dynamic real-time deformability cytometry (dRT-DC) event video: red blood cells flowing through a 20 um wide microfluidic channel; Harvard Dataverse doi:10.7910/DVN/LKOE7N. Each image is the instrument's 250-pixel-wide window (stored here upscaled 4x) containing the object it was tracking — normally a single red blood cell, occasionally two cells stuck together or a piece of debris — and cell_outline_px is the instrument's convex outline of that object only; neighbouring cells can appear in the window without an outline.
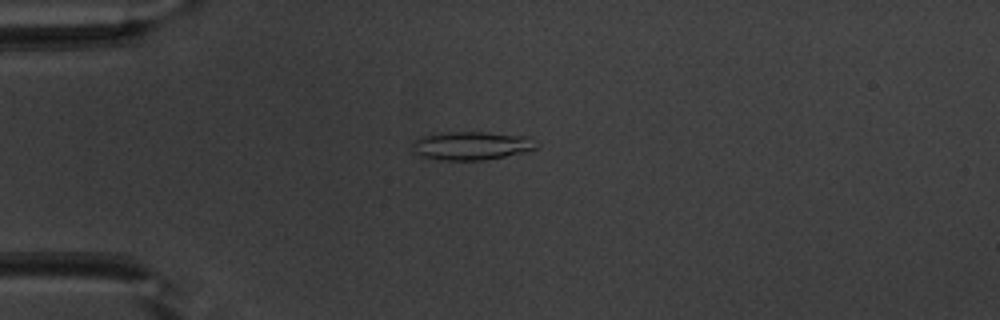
{"species": "common noctule bat (a hibernating species)", "species_latin": "Nyctalus noctula", "temperature_condition": "warm", "stored_images_in_passage": 43, "camera_frame_rate_fps": 3000, "um_per_image_px": 0.085, "animal": {"sex": "male", "body_mass_g": 20.1, "forearm_length_mm": 53.5}, "frame": {"image": 1, "passage_image": 6, "time_ms": 1.667, "image_size_px": [1000, 320], "cell_outline_px": [[540, 144], [536, 148], [504, 156], [480, 160], [444, 160], [420, 156], [412, 152], [412, 144], [420, 136], [432, 132], [488, 132], [528, 136]], "centroid_in_image_um": [40.02, 12.36], "position_along_channel_um": 45.0, "area_um2": 20.69}}
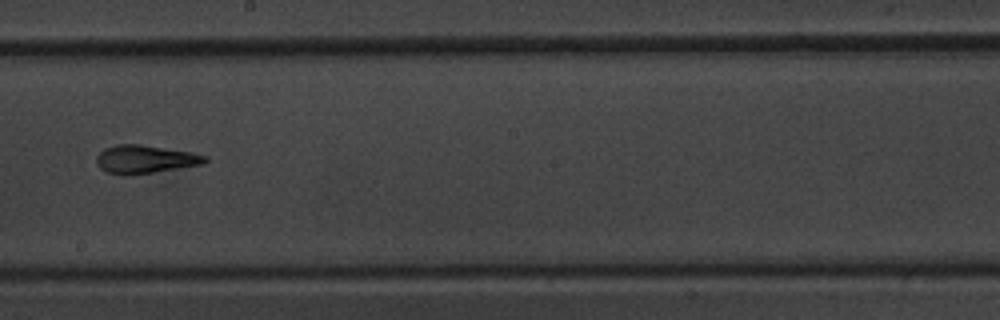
{"frame": {"image": 2, "passage_image": 22, "time_ms": 7.0, "image_size_px": [1000, 320], "cell_outline_px": [[208, 160], [204, 164], [132, 176], [124, 176], [104, 172], [96, 164], [96, 156], [104, 148], [116, 144], [140, 144], [192, 152], [208, 156]], "centroid_in_image_um": [12.31, 13.55], "position_along_channel_um": 235.9, "area_um2": 18.32}}
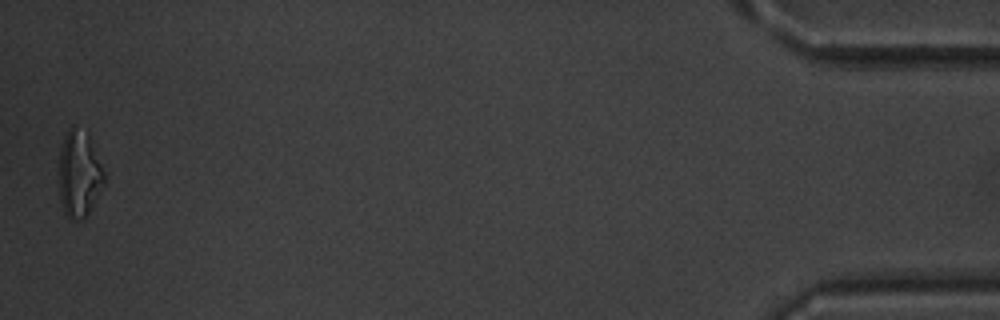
{"frame": {"image": 3, "passage_image": 43, "time_ms": 14.0, "image_size_px": [1000, 320], "cell_outline_px": [[104, 180], [84, 220], [72, 220], [64, 212], [60, 200], [60, 148], [64, 136], [68, 128], [72, 124], [88, 132], [104, 172]], "centroid_in_image_um": [6.71, 14.73], "position_along_channel_um": 428.5, "area_um2": 22.48}, "authors_computed_cell_mechanics": {"area_um2": 18.0336, "velocity_mm_per_s": 3.9968, "shape_relaxation_time_tau1_ms": 9.0856, "shape_relaxation_time_tau2_ms": 2.3532, "deformation_change_tau1": 0.2827, "deformation_change_tau2": 0.1153}}